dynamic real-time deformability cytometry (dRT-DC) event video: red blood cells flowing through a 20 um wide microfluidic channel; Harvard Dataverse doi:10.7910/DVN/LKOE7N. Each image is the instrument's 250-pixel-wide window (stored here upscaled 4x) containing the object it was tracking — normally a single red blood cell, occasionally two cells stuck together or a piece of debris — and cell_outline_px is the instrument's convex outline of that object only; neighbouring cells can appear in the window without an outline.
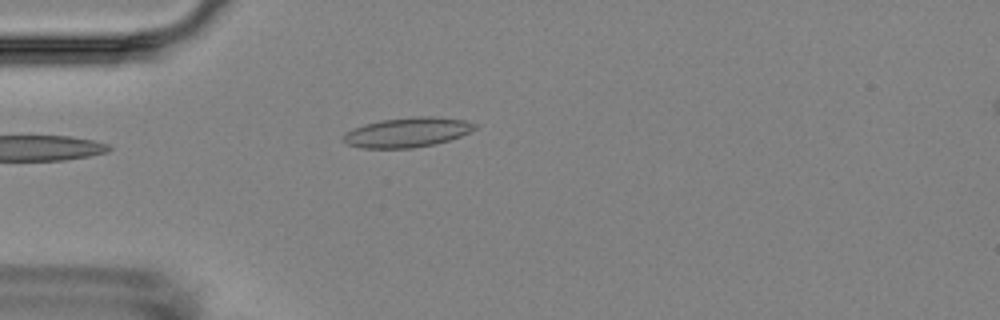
{"species": "Egyptian fruit bat (a non-hibernating species)", "species_latin": "Rousettus aegyptiacus", "temperature_condition": "room temperature", "stored_images_in_passage": 5, "camera_frame_rate_fps": 3000, "um_per_image_px": 0.085, "animal": {"sex": "female"}, "frame": {"image": 1, "passage_image": 5, "time_ms": 4.667, "image_size_px": [1000, 320], "cell_outline_px": [[480, 124], [476, 128], [460, 136], [436, 144], [412, 148], [360, 148], [348, 144], [340, 140], [340, 136], [344, 132], [352, 128], [364, 124], [380, 120], [416, 116], [436, 116], [464, 120]], "centroid_in_image_um": [34.58, 11.24], "position_along_channel_um": 50.4, "area_um2": 23.12}}